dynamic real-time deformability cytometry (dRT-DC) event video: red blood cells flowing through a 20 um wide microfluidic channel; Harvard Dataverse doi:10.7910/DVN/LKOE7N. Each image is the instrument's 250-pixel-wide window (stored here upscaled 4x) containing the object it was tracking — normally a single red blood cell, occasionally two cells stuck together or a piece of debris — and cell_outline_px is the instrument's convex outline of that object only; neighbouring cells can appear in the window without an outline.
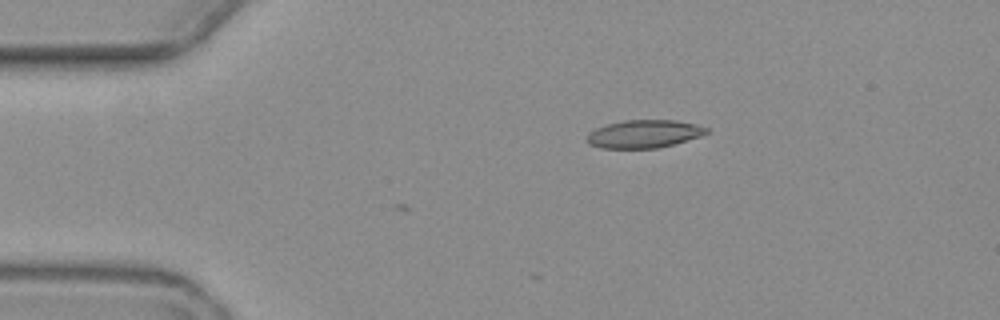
{"species": "common noctule bat (a hibernating species)", "species_latin": "Nyctalus noctula", "temperature_condition": "warm", "stored_images_in_passage": 3, "camera_frame_rate_fps": 3000, "um_per_image_px": 0.085, "animal": {"sex": "female", "body_mass_g": 19.3, "forearm_length_mm": 54.1}, "frame": {"image": 1, "passage_image": 2, "time_ms": 1.333, "image_size_px": [1000, 320], "cell_outline_px": [[708, 132], [700, 136], [672, 144], [656, 148], [600, 148], [588, 144], [584, 140], [588, 132], [596, 128], [608, 124], [624, 120], [676, 120], [696, 124], [708, 128]], "centroid_in_image_um": [54.68, 11.38], "position_along_channel_um": 30.3, "area_um2": 19.48}}